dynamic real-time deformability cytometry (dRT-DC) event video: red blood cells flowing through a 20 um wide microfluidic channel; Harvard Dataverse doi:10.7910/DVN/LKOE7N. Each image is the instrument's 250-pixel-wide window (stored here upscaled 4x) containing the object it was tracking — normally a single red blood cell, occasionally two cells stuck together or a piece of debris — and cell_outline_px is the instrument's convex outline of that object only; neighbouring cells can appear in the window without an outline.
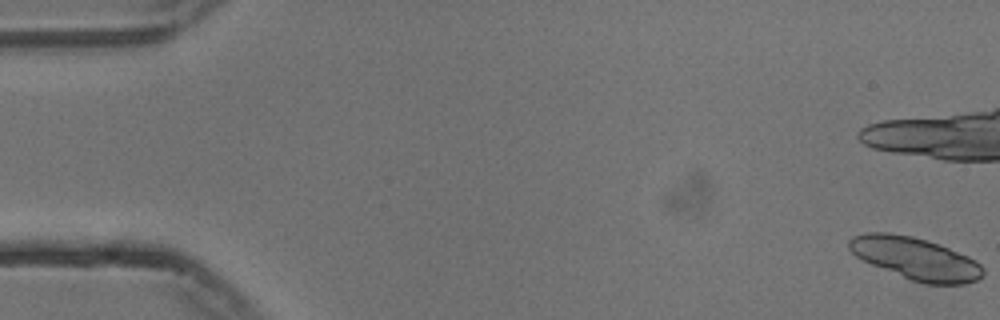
{"species": "common noctule bat (a hibernating species)", "species_latin": "Nyctalus noctula", "temperature_condition": "cold", "stored_images_in_passage": 15, "camera_frame_rate_fps": 3000, "um_per_image_px": 0.085, "animal": {"sex": "male", "body_mass_g": 13.3}, "frame": {"image": 1, "passage_image": 1, "time_ms": 0.0, "image_size_px": [1000, 320], "cell_outline_px": [[984, 276], [976, 280], [964, 284], [924, 284], [912, 280], [872, 264], [856, 256], [848, 248], [848, 240], [852, 236], [868, 232], [888, 232], [912, 236], [928, 240], [940, 244], [968, 256], [976, 260], [984, 268]], "centroid_in_image_um": [77.84, 21.96], "position_along_channel_um": 7.2, "area_um2": 33.0}}